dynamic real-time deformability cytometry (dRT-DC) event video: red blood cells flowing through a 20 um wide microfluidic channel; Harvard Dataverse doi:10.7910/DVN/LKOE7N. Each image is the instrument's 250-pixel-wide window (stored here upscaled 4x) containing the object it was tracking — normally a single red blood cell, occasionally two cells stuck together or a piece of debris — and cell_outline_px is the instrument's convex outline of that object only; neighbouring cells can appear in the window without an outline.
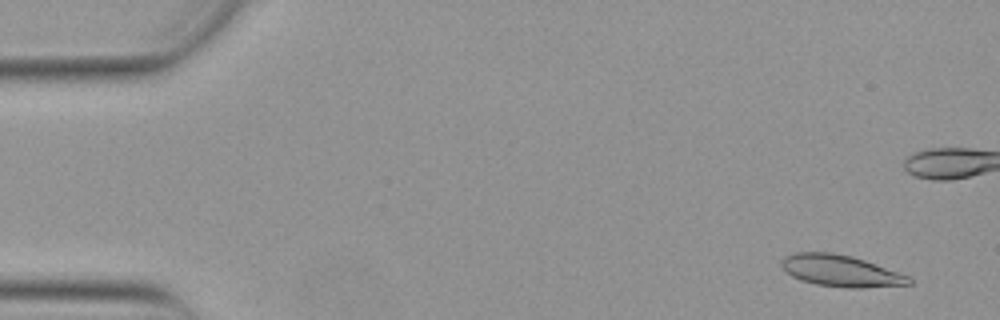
{"species": "Egyptian fruit bat (a non-hibernating species)", "species_latin": "Rousettus aegyptiacus", "temperature_condition": "warm", "stored_images_in_passage": 11, "camera_frame_rate_fps": 3000, "um_per_image_px": 0.085, "animal": {"sex": "female"}, "frame": {"image": 1, "passage_image": 3, "time_ms": 0.667, "image_size_px": [1000, 320], "cell_outline_px": [[912, 284], [860, 288], [848, 288], [816, 284], [800, 280], [792, 276], [780, 264], [780, 260], [784, 256], [796, 252], [832, 252], [852, 256], [864, 260], [908, 276], [912, 280]], "centroid_in_image_um": [71.43, 23.01], "position_along_channel_um": 13.6, "area_um2": 23.29}}